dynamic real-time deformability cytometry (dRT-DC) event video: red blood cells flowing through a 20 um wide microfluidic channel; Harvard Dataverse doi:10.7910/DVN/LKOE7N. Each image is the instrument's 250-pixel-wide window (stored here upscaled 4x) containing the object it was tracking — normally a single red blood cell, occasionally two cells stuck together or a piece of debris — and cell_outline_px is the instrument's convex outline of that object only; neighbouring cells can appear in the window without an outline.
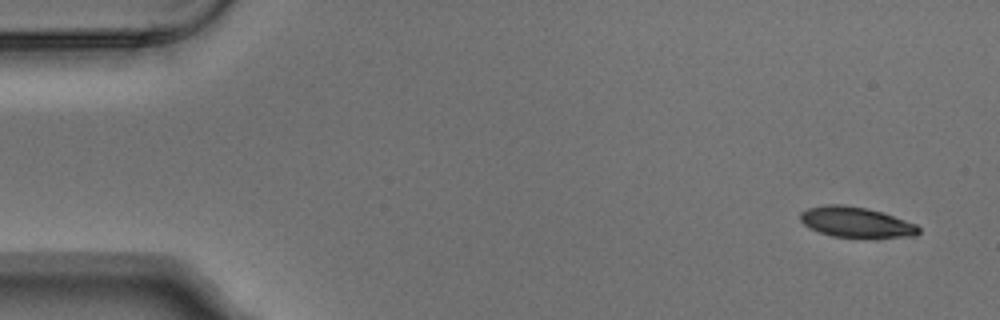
{"species": "Egyptian fruit bat (a non-hibernating species)", "species_latin": "Rousettus aegyptiacus", "temperature_condition": "warm", "stored_images_in_passage": 6, "camera_frame_rate_fps": 3000, "um_per_image_px": 0.085, "animal": {"sex": "male"}, "frame": {"image": 1, "passage_image": 1, "time_ms": 0.0, "image_size_px": [1000, 320], "cell_outline_px": [[920, 232], [916, 236], [864, 240], [832, 236], [808, 228], [800, 220], [800, 212], [808, 208], [828, 204], [840, 204], [868, 208], [916, 224], [920, 228]], "centroid_in_image_um": [72.79, 18.93], "position_along_channel_um": 12.2, "area_um2": 21.68}}
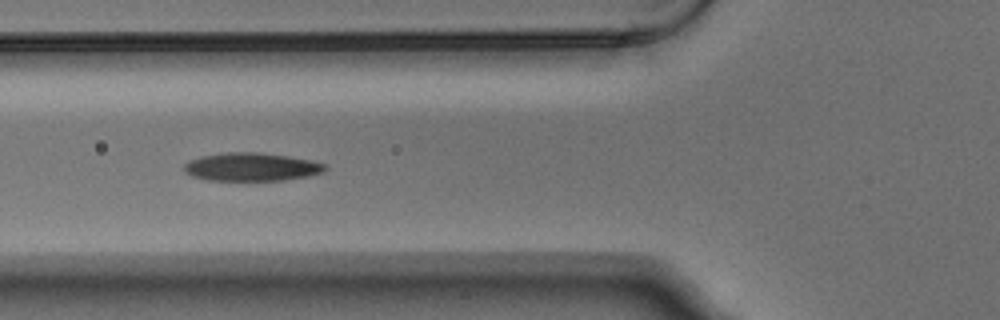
{"frame": {"image": 2, "passage_image": 6, "time_ms": 1.667, "image_size_px": [1000, 320], "cell_outline_px": [[328, 168], [324, 172], [308, 176], [284, 180], [208, 180], [192, 176], [184, 172], [184, 164], [188, 160], [200, 156], [224, 152], [256, 152], [288, 156], [312, 160], [328, 164]], "centroid_in_image_um": [21.39, 14.18], "position_along_channel_um": 104.4, "area_um2": 23.41}}